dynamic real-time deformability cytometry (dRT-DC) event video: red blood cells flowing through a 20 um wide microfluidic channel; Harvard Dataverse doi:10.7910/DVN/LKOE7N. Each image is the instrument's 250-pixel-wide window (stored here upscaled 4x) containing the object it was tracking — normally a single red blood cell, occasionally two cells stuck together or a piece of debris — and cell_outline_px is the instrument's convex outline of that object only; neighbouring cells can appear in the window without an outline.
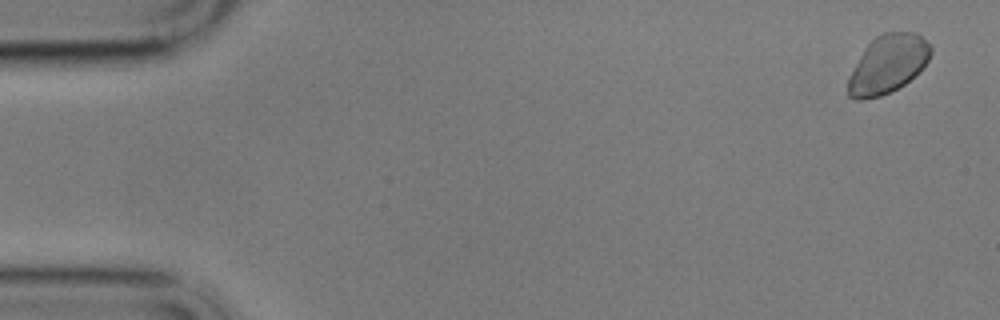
{"species": "common noctule bat (a hibernating species)", "species_latin": "Nyctalus noctula", "temperature_condition": "cold", "stored_images_in_passage": 57, "camera_frame_rate_fps": 3000, "um_per_image_px": 0.085, "animal": {"sex": "male", "body_mass_g": 17.9}, "frame": {"image": 1, "passage_image": 1, "time_ms": 0.0, "image_size_px": [1000, 320], "cell_outline_px": [[932, 52], [928, 60], [904, 84], [880, 96], [864, 100], [856, 100], [848, 96], [848, 76], [864, 48], [876, 36], [884, 32], [916, 32], [932, 48]], "centroid_in_image_um": [75.41, 5.45], "position_along_channel_um": 9.6, "area_um2": 27.69}}
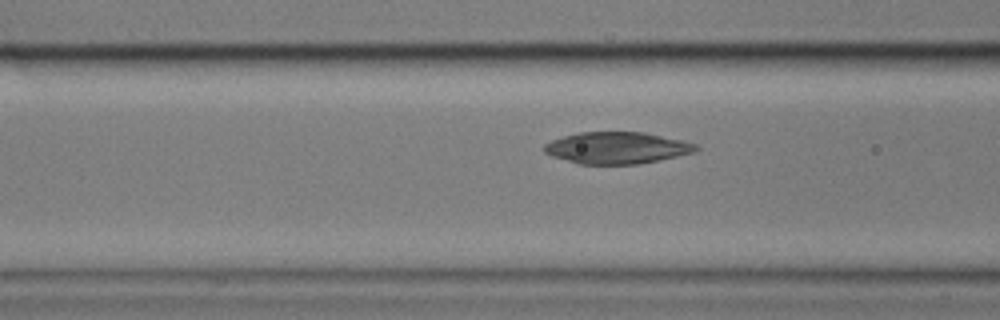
{"frame": {"image": 2, "passage_image": 21, "time_ms": 6.667, "image_size_px": [1000, 320], "cell_outline_px": [[700, 148], [696, 152], [660, 160], [636, 164], [580, 164], [552, 156], [544, 152], [544, 144], [552, 140], [564, 136], [580, 132], [644, 132], [684, 140], [696, 144]], "centroid_in_image_um": [52.48, 12.56], "position_along_channel_um": 114.1, "area_um2": 28.09}}
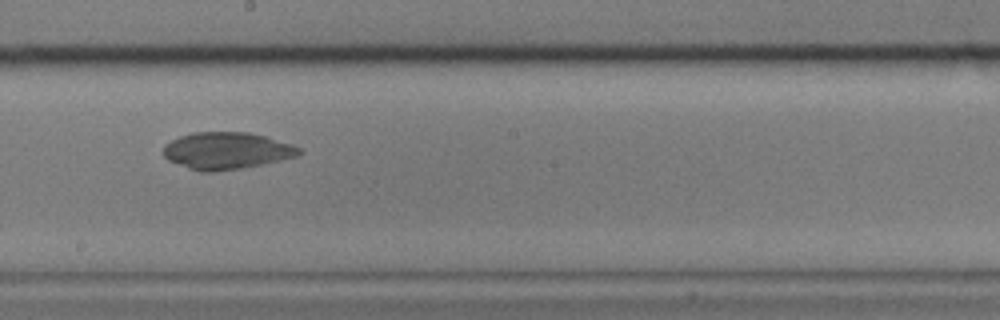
{"frame": {"image": 3, "passage_image": 31, "time_ms": 10.0, "image_size_px": [1000, 320], "cell_outline_px": [[304, 152], [296, 156], [280, 160], [244, 168], [212, 172], [200, 172], [188, 168], [168, 160], [164, 156], [164, 144], [180, 136], [192, 132], [248, 132], [264, 136], [292, 144], [300, 148]], "centroid_in_image_um": [19.25, 12.81], "position_along_channel_um": 228.9, "area_um2": 29.25}}